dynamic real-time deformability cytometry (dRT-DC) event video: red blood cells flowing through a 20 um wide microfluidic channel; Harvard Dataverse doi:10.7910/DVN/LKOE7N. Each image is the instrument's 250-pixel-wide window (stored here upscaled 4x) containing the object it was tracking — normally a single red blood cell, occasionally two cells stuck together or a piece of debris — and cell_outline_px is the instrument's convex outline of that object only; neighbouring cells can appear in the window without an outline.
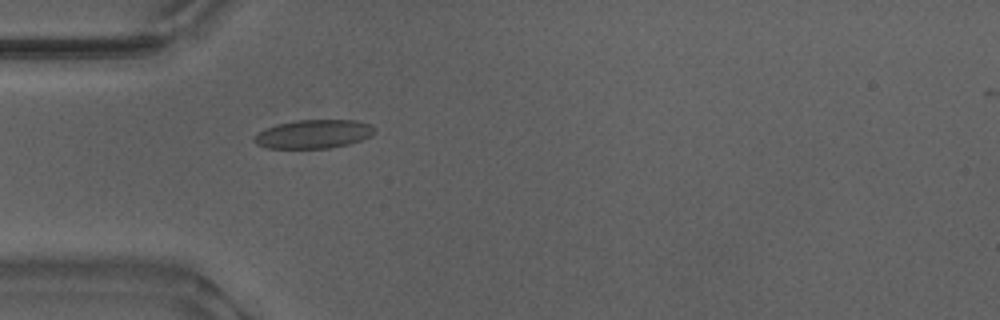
{"species": "Egyptian fruit bat (a non-hibernating species)", "species_latin": "Rousettus aegyptiacus", "temperature_condition": "warm", "stored_images_in_passage": 40, "camera_frame_rate_fps": 3000, "um_per_image_px": 0.085, "animal": {"sex": "male"}, "frame": {"image": 1, "passage_image": 3, "time_ms": 0.667, "image_size_px": [1000, 320], "cell_outline_px": [[376, 132], [372, 136], [348, 144], [328, 148], [268, 148], [256, 144], [252, 140], [252, 136], [256, 132], [264, 128], [276, 124], [296, 120], [356, 120], [372, 124], [376, 128]], "centroid_in_image_um": [26.63, 11.38], "position_along_channel_um": 58.4, "area_um2": 20.46}}
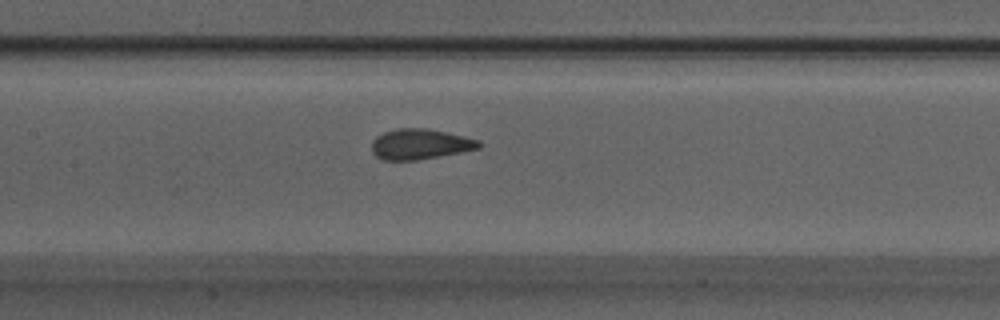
{"frame": {"image": 2, "passage_image": 12, "time_ms": 3.667, "image_size_px": [1000, 320], "cell_outline_px": [[484, 144], [480, 148], [460, 152], [416, 160], [384, 160], [376, 156], [372, 152], [372, 140], [376, 136], [384, 132], [396, 128], [428, 128], [464, 136], [480, 140]], "centroid_in_image_um": [35.71, 12.24], "position_along_channel_um": 171.7, "area_um2": 19.07}}
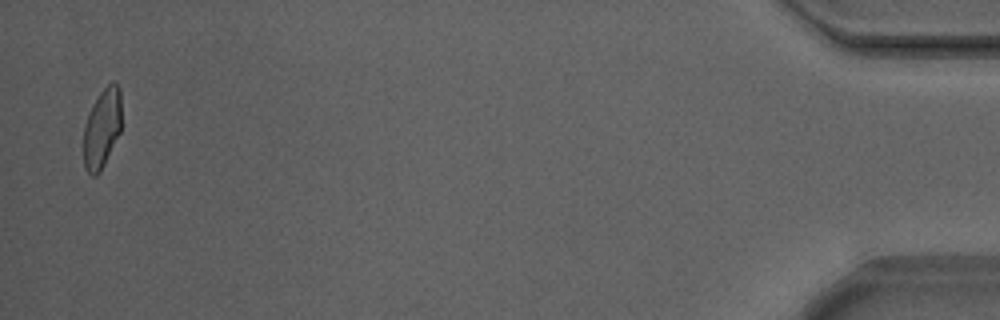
{"frame": {"image": 3, "passage_image": 39, "time_ms": 12.667, "image_size_px": [1000, 320], "cell_outline_px": [[120, 132], [100, 172], [96, 176], [92, 176], [84, 168], [84, 124], [100, 92], [108, 84], [116, 84], [120, 88]], "centroid_in_image_um": [8.66, 10.96], "position_along_channel_um": 426.5, "area_um2": 17.11}, "authors_computed_cell_mechanics": {"area_um2": 18.6983, "velocity_mm_per_s": 3.8788, "shape_relaxation_time_tau1_ms": 8.5632, "shape_relaxation_time_tau2_ms": null, "deformation_change_tau1": 0.1821, "deformation_change_tau2": null}}